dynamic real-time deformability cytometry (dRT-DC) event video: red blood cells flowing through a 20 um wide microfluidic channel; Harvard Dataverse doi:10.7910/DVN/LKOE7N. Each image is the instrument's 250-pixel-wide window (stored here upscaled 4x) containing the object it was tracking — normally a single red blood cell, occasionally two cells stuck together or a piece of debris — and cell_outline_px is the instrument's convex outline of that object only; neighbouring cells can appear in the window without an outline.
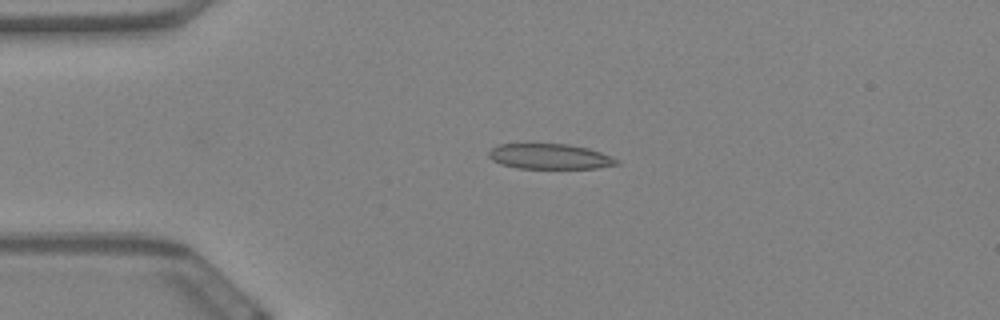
{"species": "Egyptian fruit bat (a non-hibernating species)", "species_latin": "Rousettus aegyptiacus", "temperature_condition": "warm", "stored_images_in_passage": 60, "camera_frame_rate_fps": 3000, "um_per_image_px": 0.085, "animal": {"sex": "female"}, "frame": {"image": 1, "passage_image": 14, "time_ms": 4.333, "image_size_px": [1000, 320], "cell_outline_px": [[620, 164], [596, 168], [516, 168], [500, 164], [492, 160], [488, 156], [488, 152], [492, 148], [500, 144], [568, 144], [588, 148], [612, 156], [620, 160]], "centroid_in_image_um": [46.74, 13.3], "position_along_channel_um": 38.3, "area_um2": 18.9}}
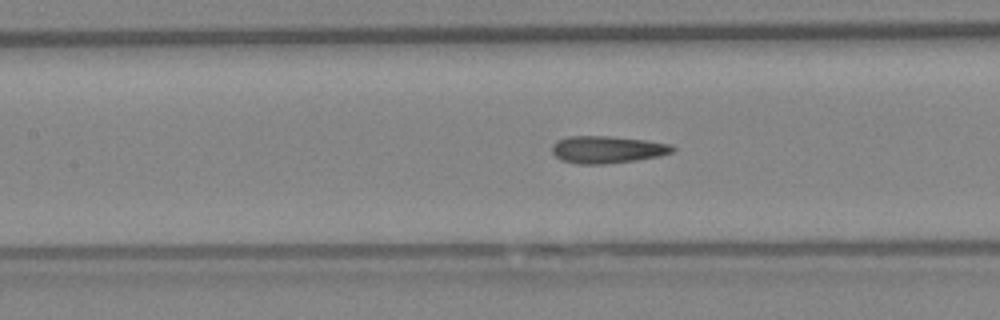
{"frame": {"image": 2, "passage_image": 27, "time_ms": 8.667, "image_size_px": [1000, 320], "cell_outline_px": [[676, 148], [672, 152], [660, 156], [636, 160], [604, 164], [576, 164], [560, 160], [552, 152], [552, 144], [556, 140], [568, 136], [608, 136], [644, 140], [672, 144]], "centroid_in_image_um": [51.59, 12.71], "position_along_channel_um": 155.8, "area_um2": 19.25}}
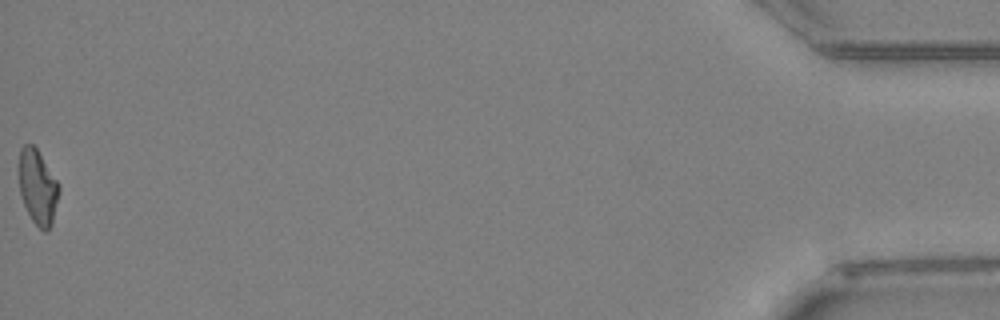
{"frame": {"image": 3, "passage_image": 60, "time_ms": 19.667, "image_size_px": [1000, 320], "cell_outline_px": [[60, 192], [52, 224], [48, 232], [44, 232], [32, 220], [24, 204], [20, 192], [16, 168], [20, 148], [24, 144], [32, 144], [36, 148], [60, 184]], "centroid_in_image_um": [3.18, 15.87], "position_along_channel_um": 432.0, "area_um2": 17.98}, "authors_computed_cell_mechanics": {"area_um2": 18.8428, "velocity_mm_per_s": 3.435, "shape_relaxation_time_tau1_ms": null, "shape_relaxation_time_tau2_ms": 1.7827, "deformation_change_tau1": null, "deformation_change_tau2": 0.0909}}